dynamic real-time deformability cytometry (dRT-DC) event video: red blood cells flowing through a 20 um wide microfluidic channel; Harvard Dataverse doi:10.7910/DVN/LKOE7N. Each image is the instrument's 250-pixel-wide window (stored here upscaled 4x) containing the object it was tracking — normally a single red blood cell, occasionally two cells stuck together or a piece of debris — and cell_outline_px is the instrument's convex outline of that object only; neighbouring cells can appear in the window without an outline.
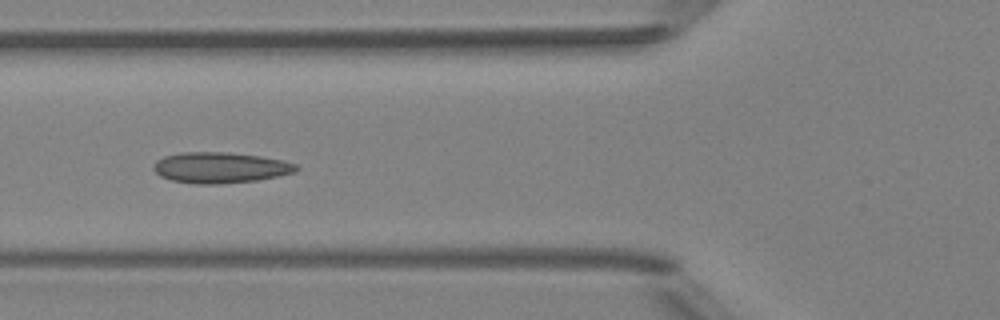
{"species": "Egyptian fruit bat (a non-hibernating species)", "species_latin": "Rousettus aegyptiacus", "temperature_condition": "room temperature", "stored_images_in_passage": 5, "camera_frame_rate_fps": 3000, "um_per_image_px": 0.085, "animal": {"sex": "female"}, "frame": {"image": 1, "passage_image": 5, "time_ms": 4.333, "image_size_px": [1000, 320], "cell_outline_px": [[300, 168], [296, 172], [256, 180], [220, 184], [196, 184], [172, 180], [160, 176], [152, 168], [156, 160], [164, 156], [184, 152], [228, 152], [260, 156], [284, 160], [296, 164]], "centroid_in_image_um": [18.73, 14.24], "position_along_channel_um": 107.1, "area_um2": 25.66}}